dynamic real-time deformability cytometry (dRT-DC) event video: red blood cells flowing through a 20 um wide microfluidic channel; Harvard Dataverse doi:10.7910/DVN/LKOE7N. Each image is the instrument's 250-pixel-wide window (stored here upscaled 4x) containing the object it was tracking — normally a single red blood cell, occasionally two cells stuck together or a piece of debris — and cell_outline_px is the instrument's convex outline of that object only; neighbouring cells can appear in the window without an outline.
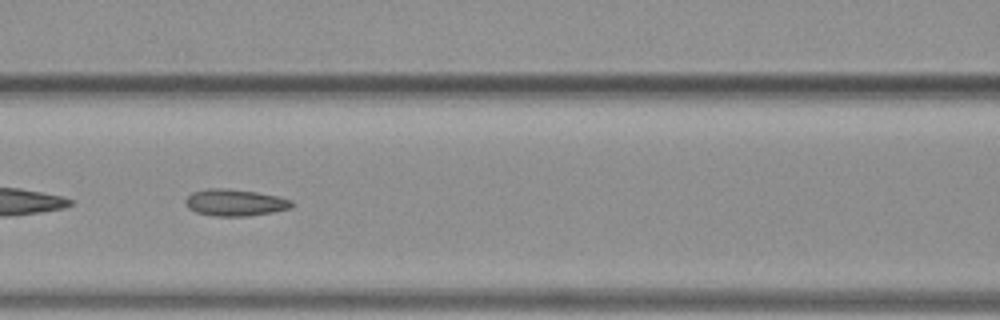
{"species": "common noctule bat (a hibernating species)", "species_latin": "Nyctalus noctula", "temperature_condition": "warm", "stored_images_in_passage": 53, "camera_frame_rate_fps": 3000, "um_per_image_px": 0.085, "animal": {"sex": "female", "body_mass_g": 19.3, "forearm_length_mm": 54.1}, "frame": {"image": 1, "passage_image": 23, "time_ms": 7.333, "image_size_px": [1000, 320], "cell_outline_px": [[296, 204], [292, 208], [272, 212], [248, 216], [212, 216], [196, 212], [188, 208], [184, 204], [184, 200], [192, 192], [208, 188], [224, 188], [256, 192], [276, 196], [292, 200]], "centroid_in_image_um": [19.97, 17.22], "position_along_channel_um": 146.6, "area_um2": 16.7}, "authors_computed_cell_mechanics": {"area_um2": 17.051, "velocity_mm_per_s": 3.7971, "shape_relaxation_time_tau1_ms": null, "shape_relaxation_time_tau2_ms": 1.7878, "deformation_change_tau1": null, "deformation_change_tau2": 0.0928}}